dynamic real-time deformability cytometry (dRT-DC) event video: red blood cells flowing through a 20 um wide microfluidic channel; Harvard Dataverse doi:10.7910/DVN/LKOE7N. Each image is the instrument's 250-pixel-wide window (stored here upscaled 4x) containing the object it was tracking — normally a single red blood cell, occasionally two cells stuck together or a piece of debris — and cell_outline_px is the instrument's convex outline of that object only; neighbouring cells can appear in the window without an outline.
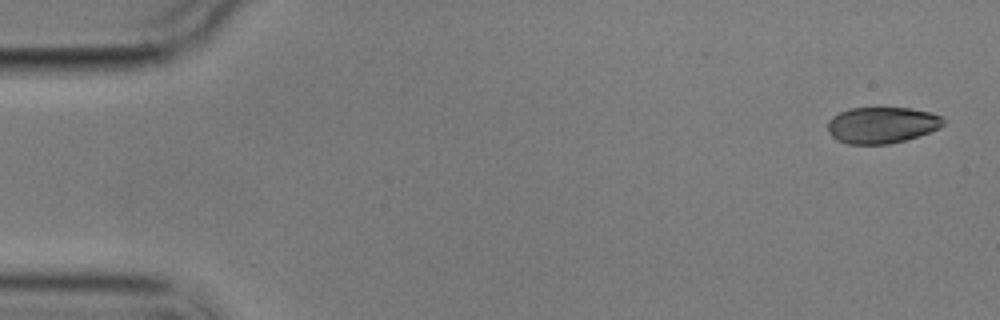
{"species": "common noctule bat (a hibernating species)", "species_latin": "Nyctalus noctula", "temperature_condition": "cold", "stored_images_in_passage": 5, "segment_of_instrument_passage": [1, 2], "camera_frame_rate_fps": 3000, "um_per_image_px": 0.085, "animal": {"sex": "male", "body_mass_g": 17.9}, "frame": {"image": 1, "passage_image": 1, "time_ms": 0.0, "image_size_px": [1000, 320], "cell_outline_px": [[944, 124], [940, 128], [904, 140], [888, 144], [848, 144], [836, 140], [832, 136], [828, 128], [828, 120], [832, 116], [840, 112], [852, 108], [912, 108], [932, 112], [940, 116], [944, 120]], "centroid_in_image_um": [74.95, 10.62], "position_along_channel_um": 10.0, "area_um2": 24.39}}
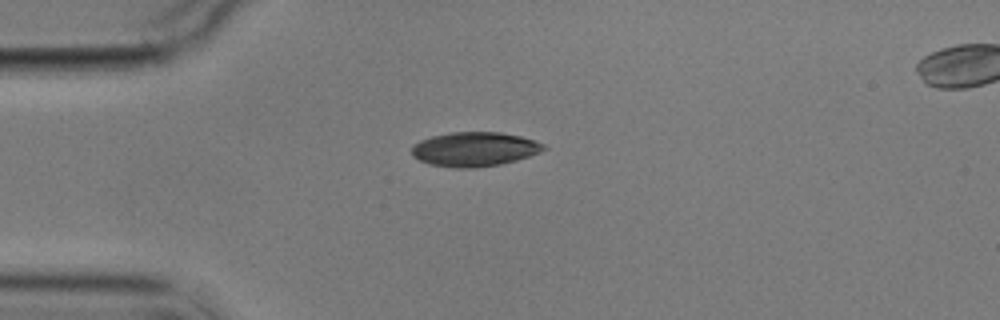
{"frame": {"image": 2, "passage_image": 4, "time_ms": 4.0, "image_size_px": [1000, 320], "cell_outline_px": [[548, 148], [540, 152], [516, 160], [500, 164], [472, 168], [456, 168], [428, 164], [412, 156], [412, 144], [420, 140], [432, 136], [452, 132], [500, 132], [520, 136], [536, 140], [544, 144]], "centroid_in_image_um": [40.33, 12.68], "position_along_channel_um": 44.7, "area_um2": 26.47}}